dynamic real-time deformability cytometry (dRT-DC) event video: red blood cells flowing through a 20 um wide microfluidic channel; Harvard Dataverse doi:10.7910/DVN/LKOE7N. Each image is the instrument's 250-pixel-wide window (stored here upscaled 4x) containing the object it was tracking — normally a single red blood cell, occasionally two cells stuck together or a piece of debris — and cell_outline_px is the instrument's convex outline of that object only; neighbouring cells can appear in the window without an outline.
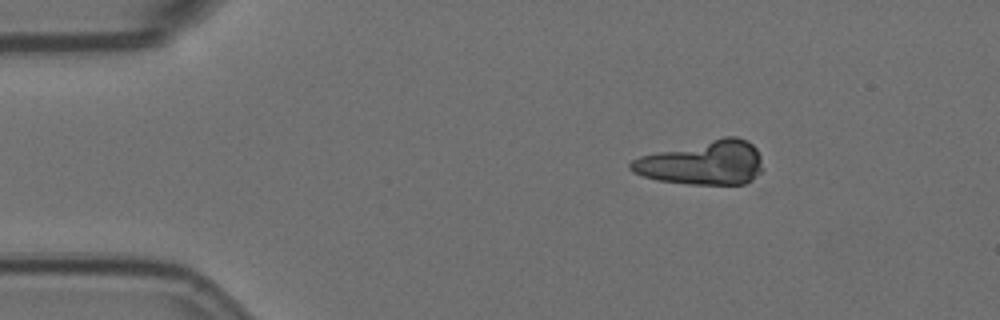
{"species": "Egyptian fruit bat (a non-hibernating species)", "species_latin": "Rousettus aegyptiacus", "temperature_condition": "room temperature", "stored_images_in_passage": 4, "camera_frame_rate_fps": 3000, "um_per_image_px": 0.085, "animal": {"sex": "female"}, "frame": {"image": 1, "passage_image": 2, "time_ms": 0.333, "image_size_px": [1000, 320], "cell_outline_px": [[760, 172], [752, 180], [744, 184], [688, 184], [656, 180], [632, 172], [628, 168], [628, 164], [632, 160], [640, 156], [656, 152], [724, 136], [736, 136], [748, 140], [756, 148], [760, 156]], "centroid_in_image_um": [59.72, 13.83], "position_along_channel_um": 25.3, "area_um2": 33.81}}